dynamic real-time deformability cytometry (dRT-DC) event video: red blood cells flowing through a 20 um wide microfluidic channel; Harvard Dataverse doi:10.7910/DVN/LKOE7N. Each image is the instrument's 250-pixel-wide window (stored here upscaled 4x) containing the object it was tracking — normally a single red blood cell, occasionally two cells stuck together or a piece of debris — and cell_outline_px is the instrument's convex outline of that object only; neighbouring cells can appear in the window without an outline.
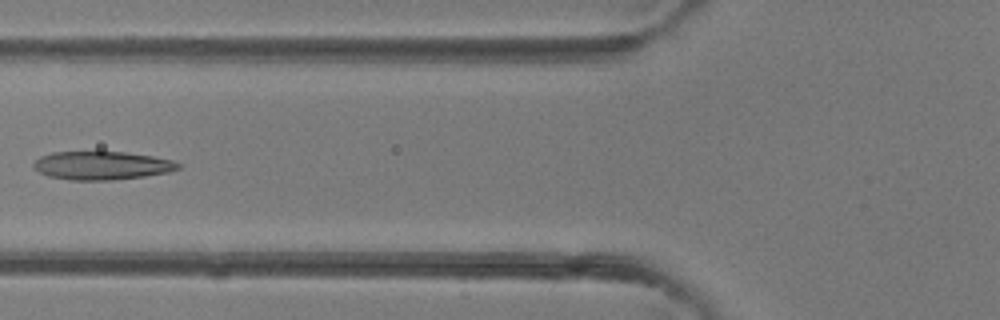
{"species": "common noctule bat (a hibernating species)", "species_latin": "Nyctalus noctula", "temperature_condition": "room temperature", "stored_images_in_passage": 4, "camera_frame_rate_fps": 3000, "um_per_image_px": 0.085, "animal": {"sex": "female"}, "frame": {"image": 1, "passage_image": 4, "time_ms": 3.333, "image_size_px": [1000, 320], "cell_outline_px": [[180, 168], [168, 172], [144, 176], [112, 180], [68, 180], [48, 176], [32, 168], [32, 164], [40, 156], [52, 152], [124, 152], [152, 156], [172, 160], [180, 164]], "centroid_in_image_um": [8.62, 14.07], "position_along_channel_um": 117.2, "area_um2": 23.87}}